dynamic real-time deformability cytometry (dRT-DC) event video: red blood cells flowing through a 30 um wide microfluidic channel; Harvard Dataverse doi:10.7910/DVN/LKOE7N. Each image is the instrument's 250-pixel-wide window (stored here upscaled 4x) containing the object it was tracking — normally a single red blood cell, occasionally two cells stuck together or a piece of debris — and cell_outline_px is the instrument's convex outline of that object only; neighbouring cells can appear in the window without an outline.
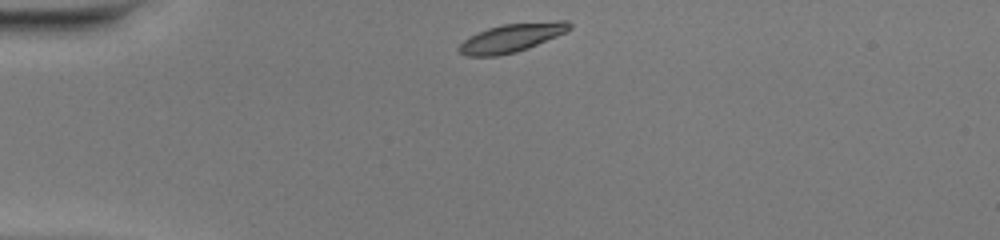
{"species": "common noctule bat (a hibernating species)", "species_latin": "Nyctalus noctula", "temperature_condition": "warm", "stored_images_in_passage": 39, "camera_frame_rate_fps": 3000, "um_per_image_px": 0.085, "animal": {"sex": "female", "body_mass_g": 20.0, "forearm_length_mm": 54.0}, "frame": {"image": 1, "passage_image": 1, "time_ms": 0.0, "image_size_px": [1000, 240], "cell_outline_px": [[572, 28], [556, 36], [528, 48], [516, 52], [496, 56], [464, 56], [456, 48], [464, 40], [476, 32], [488, 28], [504, 24], [556, 20], [568, 20], [572, 24]], "centroid_in_image_um": [43.48, 3.2], "position_along_channel_um": 41.5, "area_um2": 18.38}}
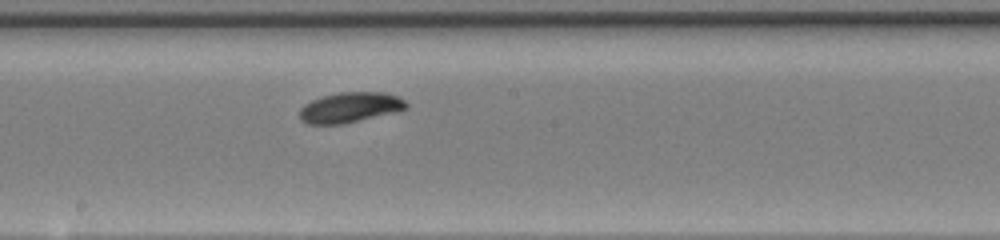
{"frame": {"image": 2, "passage_image": 17, "time_ms": 5.333, "image_size_px": [1000, 240], "cell_outline_px": [[408, 108], [396, 112], [344, 124], [308, 124], [300, 120], [300, 108], [304, 104], [312, 100], [324, 96], [340, 92], [384, 92], [396, 96], [404, 100], [408, 104]], "centroid_in_image_um": [29.76, 9.14], "position_along_channel_um": 218.4, "area_um2": 18.84}}
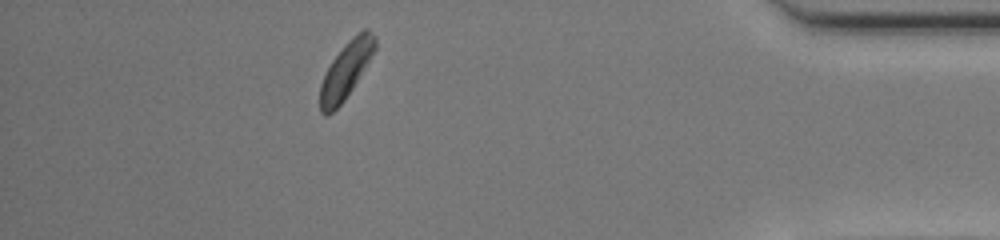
{"frame": {"image": 3, "passage_image": 34, "time_ms": 11.0, "image_size_px": [1000, 240], "cell_outline_px": [[376, 48], [352, 88], [344, 100], [328, 116], [324, 116], [320, 112], [320, 84], [332, 60], [348, 40], [356, 32], [364, 28], [368, 28], [376, 36]], "centroid_in_image_um": [29.41, 5.94], "position_along_channel_um": 405.8, "area_um2": 17.86}, "authors_computed_cell_mechanics": {"area_um2": 18.2648, "velocity_mm_per_s": 4.0463, "shape_relaxation_time_tau1_ms": 2.3068, "shape_relaxation_time_tau2_ms": null, "deformation_change_tau1": 0.0992, "deformation_change_tau2": null}}